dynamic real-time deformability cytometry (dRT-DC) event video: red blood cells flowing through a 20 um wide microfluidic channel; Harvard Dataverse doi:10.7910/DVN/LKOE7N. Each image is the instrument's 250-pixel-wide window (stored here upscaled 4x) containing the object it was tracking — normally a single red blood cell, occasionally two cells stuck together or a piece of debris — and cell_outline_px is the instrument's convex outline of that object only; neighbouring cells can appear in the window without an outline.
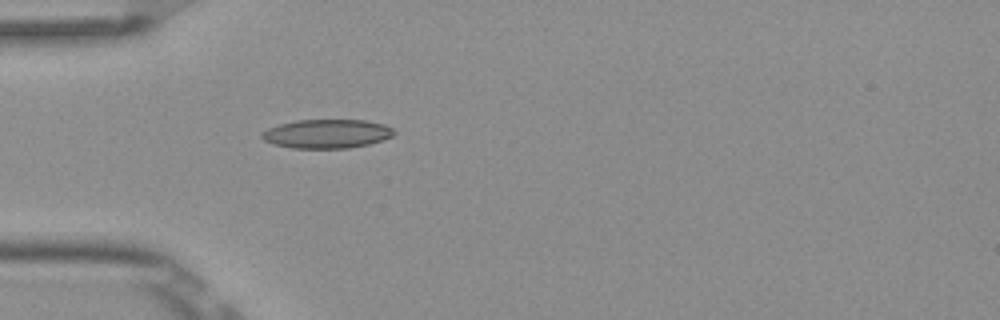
{"species": "Egyptian fruit bat (a non-hibernating species)", "species_latin": "Rousettus aegyptiacus", "temperature_condition": "room temperature", "stored_images_in_passage": 3, "camera_frame_rate_fps": 3000, "um_per_image_px": 0.085, "frame": {"image": 1, "passage_image": 3, "time_ms": 0.667, "image_size_px": [1000, 320], "cell_outline_px": [[396, 132], [392, 136], [368, 144], [348, 148], [292, 148], [272, 144], [264, 140], [260, 136], [260, 132], [268, 128], [280, 124], [296, 120], [364, 120], [384, 124], [392, 128]], "centroid_in_image_um": [27.74, 11.37], "position_along_channel_um": 57.3, "area_um2": 22.25}}